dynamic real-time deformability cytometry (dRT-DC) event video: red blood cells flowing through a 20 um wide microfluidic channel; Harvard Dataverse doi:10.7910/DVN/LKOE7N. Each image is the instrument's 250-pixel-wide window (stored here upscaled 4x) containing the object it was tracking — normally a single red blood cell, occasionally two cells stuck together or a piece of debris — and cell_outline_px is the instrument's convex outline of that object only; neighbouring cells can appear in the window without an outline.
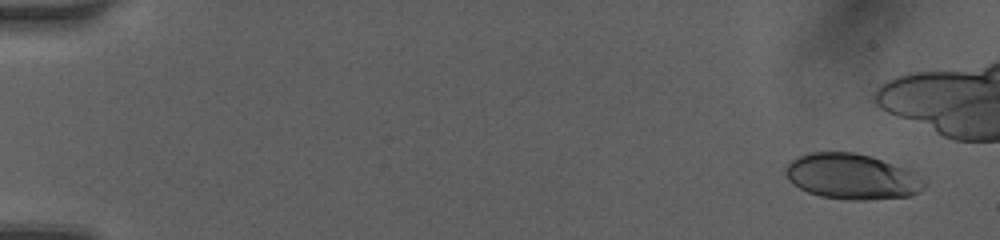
{"species": "human", "species_latin": "Homo sapiens", "temperature_condition": "room temperature", "stored_images_in_passage": 37, "camera_frame_rate_fps": 3000, "um_per_image_px": 0.085, "donor": {"sex": "female"}, "frame": {"image": 1, "passage_image": 1, "time_ms": 0.0, "image_size_px": [1000, 240], "cell_outline_px": [[928, 184], [920, 192], [908, 196], [864, 200], [848, 200], [820, 196], [808, 192], [792, 184], [788, 180], [784, 172], [788, 164], [792, 160], [808, 152], [856, 152], [872, 156], [904, 168], [928, 180]], "centroid_in_image_um": [72.43, 15.01], "position_along_channel_um": 12.6, "area_um2": 36.99}}
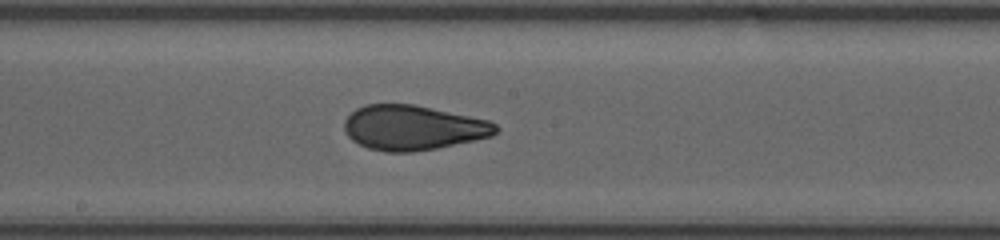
{"frame": {"image": 2, "passage_image": 21, "time_ms": 8.667, "image_size_px": [1000, 240], "cell_outline_px": [[500, 128], [492, 136], [436, 148], [412, 152], [384, 152], [368, 148], [352, 140], [344, 132], [344, 120], [356, 108], [364, 104], [412, 104], [432, 108], [488, 120], [496, 124]], "centroid_in_image_um": [35.07, 10.85], "position_along_channel_um": 213.1, "area_um2": 39.48}}
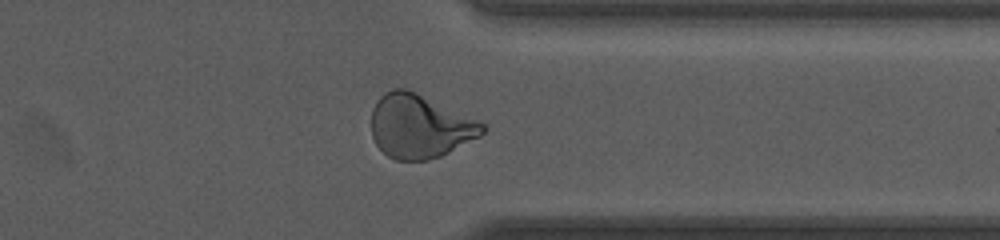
{"frame": {"image": 3, "passage_image": 34, "time_ms": 12.667, "image_size_px": [1000, 240], "cell_outline_px": [[488, 128], [480, 136], [440, 156], [428, 160], [396, 160], [388, 156], [376, 144], [372, 136], [372, 108], [376, 100], [384, 92], [392, 88], [408, 88], [480, 120]], "centroid_in_image_um": [35.68, 10.7], "position_along_channel_um": 375.7, "area_um2": 41.5}, "authors_computed_cell_mechanics": {"area_um2": 39.6508, "velocity_mm_per_s": 4.1178, "shape_relaxation_time_tau1_ms": 6.1504, "shape_relaxation_time_tau2_ms": 0.8022, "deformation_change_tau1": 0.1968, "deformation_change_tau2": 0.06}}